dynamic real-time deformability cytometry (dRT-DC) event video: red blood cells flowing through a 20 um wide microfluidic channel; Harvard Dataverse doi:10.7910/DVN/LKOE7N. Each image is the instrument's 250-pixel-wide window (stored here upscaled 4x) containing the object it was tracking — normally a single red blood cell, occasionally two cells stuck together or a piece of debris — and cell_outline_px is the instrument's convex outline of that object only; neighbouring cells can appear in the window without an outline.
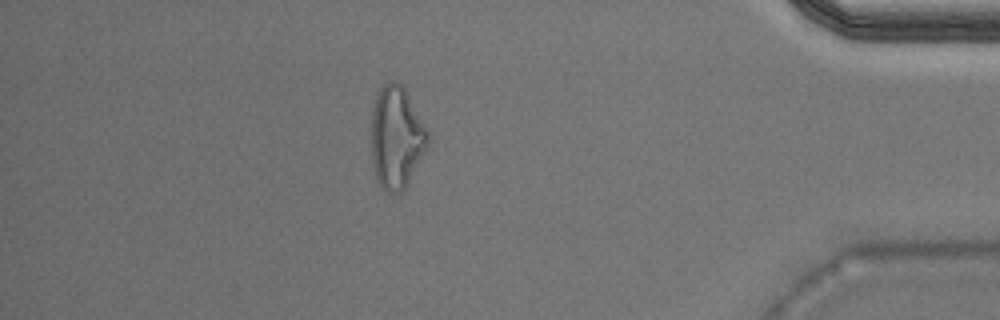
{"species": "Egyptian fruit bat (a non-hibernating species)", "species_latin": "Rousettus aegyptiacus", "temperature_condition": "warm", "stored_images_in_passage": 35, "camera_frame_rate_fps": 3000, "um_per_image_px": 0.085, "animal": {"sex": "male"}, "frame": {"image": 1, "passage_image": 30, "time_ms": 9.667, "image_size_px": [1000, 320], "cell_outline_px": [[428, 148], [408, 184], [400, 192], [388, 192], [376, 180], [372, 160], [372, 112], [376, 96], [380, 88], [388, 80], [396, 80], [404, 88], [424, 124], [428, 132]], "centroid_in_image_um": [33.7, 11.68], "position_along_channel_um": 401.5, "area_um2": 33.52}}